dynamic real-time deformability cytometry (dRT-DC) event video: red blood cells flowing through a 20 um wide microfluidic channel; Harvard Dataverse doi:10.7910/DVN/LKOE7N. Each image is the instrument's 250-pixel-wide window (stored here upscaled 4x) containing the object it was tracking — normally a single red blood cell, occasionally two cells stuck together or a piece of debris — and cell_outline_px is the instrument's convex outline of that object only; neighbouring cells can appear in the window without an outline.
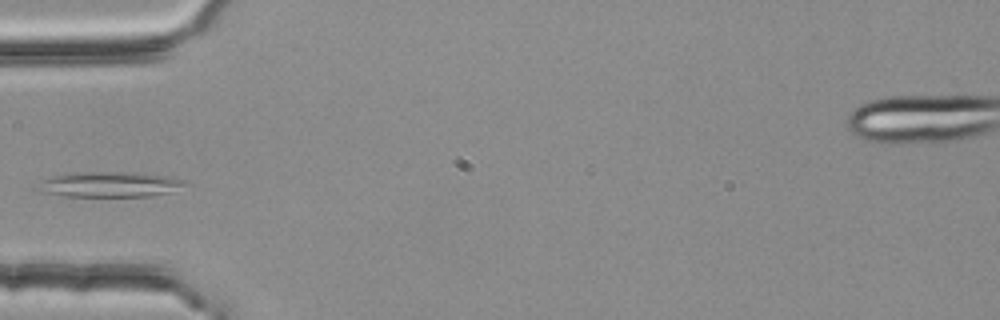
{"species": "common noctule bat (a hibernating species)", "species_latin": "Nyctalus noctula", "temperature_condition": "room temperature", "stored_images_in_passage": 26, "camera_frame_rate_fps": 3000, "um_per_image_px": 0.085, "animal": {"sex": "female", "body_mass_g": 25.1}, "frame": {"image": 1, "passage_image": 1, "time_ms": 0.0, "image_size_px": [1000, 320], "cell_outline_px": [[188, 184], [172, 192], [148, 196], [60, 196], [40, 192], [32, 188], [40, 180], [56, 176], [84, 172], [124, 172], [168, 176], [184, 180]], "centroid_in_image_um": [9.26, 15.69], "position_along_channel_um": 75.7, "area_um2": 21.73}}